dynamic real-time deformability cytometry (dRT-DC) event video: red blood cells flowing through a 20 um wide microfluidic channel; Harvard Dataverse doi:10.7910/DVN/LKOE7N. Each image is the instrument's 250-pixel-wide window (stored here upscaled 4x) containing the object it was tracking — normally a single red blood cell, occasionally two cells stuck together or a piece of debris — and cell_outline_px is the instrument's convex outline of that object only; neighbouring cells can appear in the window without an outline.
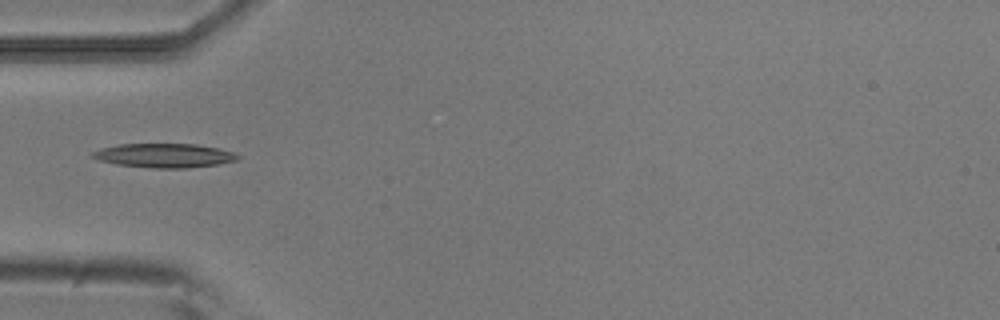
{"species": "common noctule bat (a hibernating species)", "species_latin": "Nyctalus noctula", "temperature_condition": "room temperature", "stored_images_in_passage": 6, "camera_frame_rate_fps": 3000, "um_per_image_px": 0.085, "animal": {"sex": "male", "body_mass_g": 20.5, "forearm_length_mm": 52.5}, "frame": {"image": 1, "passage_image": 5, "time_ms": 1.333, "image_size_px": [1000, 320], "cell_outline_px": [[240, 156], [236, 160], [216, 164], [184, 168], [152, 168], [116, 164], [100, 160], [92, 156], [92, 152], [100, 148], [120, 144], [196, 144], [216, 148], [232, 152]], "centroid_in_image_um": [13.93, 13.21], "position_along_channel_um": 71.1, "area_um2": 20.06}}
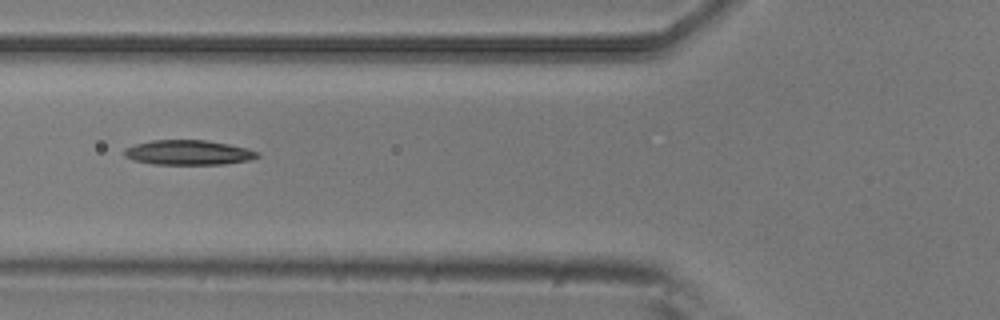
{"frame": {"image": 2, "passage_image": 6, "time_ms": 1.667, "image_size_px": [1000, 320], "cell_outline_px": [[260, 156], [248, 160], [224, 164], [152, 164], [136, 160], [124, 156], [124, 148], [136, 144], [152, 140], [204, 140], [228, 144], [248, 148], [256, 152]], "centroid_in_image_um": [15.99, 12.96], "position_along_channel_um": 109.8, "area_um2": 19.02}}